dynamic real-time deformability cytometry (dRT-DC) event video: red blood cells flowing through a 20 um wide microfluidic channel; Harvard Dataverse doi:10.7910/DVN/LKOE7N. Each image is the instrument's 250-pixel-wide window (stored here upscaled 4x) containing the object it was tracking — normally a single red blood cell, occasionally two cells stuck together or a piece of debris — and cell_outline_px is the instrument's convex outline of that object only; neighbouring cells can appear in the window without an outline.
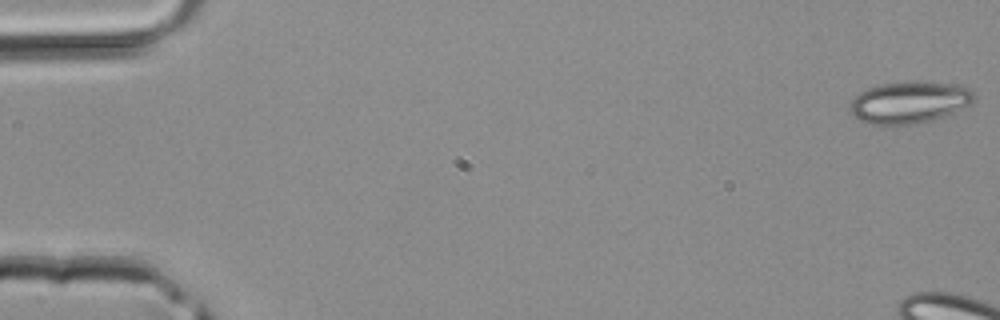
{"species": "common noctule bat (a hibernating species)", "species_latin": "Nyctalus noctula", "temperature_condition": "room temperature", "stored_images_in_passage": 8, "camera_frame_rate_fps": 3000, "um_per_image_px": 0.085, "animal": {"sex": "male", "body_mass_g": 20.4}, "frame": {"image": 1, "passage_image": 1, "time_ms": 0.0, "image_size_px": [1000, 320], "cell_outline_px": [[976, 100], [952, 112], [928, 120], [908, 124], [872, 124], [860, 120], [848, 112], [848, 108], [852, 100], [860, 92], [868, 88], [884, 84], [952, 84], [968, 88], [976, 96]], "centroid_in_image_um": [77.22, 8.73], "position_along_channel_um": 7.8, "area_um2": 28.78}}